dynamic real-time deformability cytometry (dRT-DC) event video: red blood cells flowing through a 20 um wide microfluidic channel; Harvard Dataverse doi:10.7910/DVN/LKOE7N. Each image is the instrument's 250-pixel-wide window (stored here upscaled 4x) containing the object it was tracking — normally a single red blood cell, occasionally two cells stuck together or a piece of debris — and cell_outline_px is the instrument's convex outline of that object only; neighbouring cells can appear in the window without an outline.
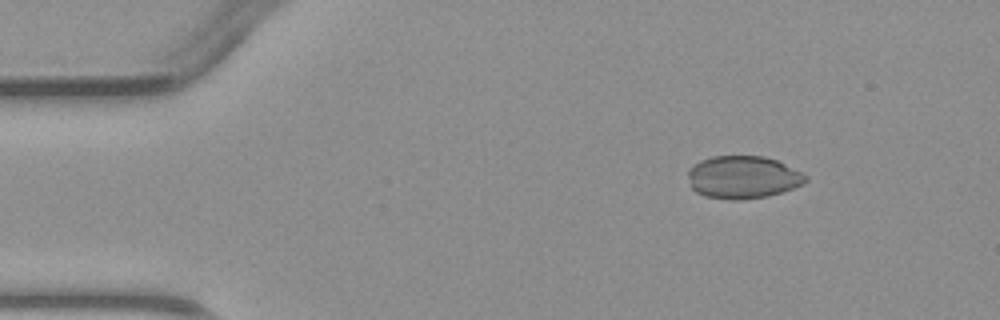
{"species": "common noctule bat (a hibernating species)", "species_latin": "Nyctalus noctula", "temperature_condition": "warm", "stored_images_in_passage": 2, "camera_frame_rate_fps": 3000, "um_per_image_px": 0.085, "animal": {"sex": "male", "body_mass_g": 23.1, "forearm_length_mm": 52.7}, "frame": {"image": 1, "passage_image": 1, "time_ms": 0.0, "image_size_px": [1000, 320], "cell_outline_px": [[808, 180], [792, 188], [768, 196], [744, 200], [728, 200], [704, 196], [696, 192], [692, 188], [688, 176], [688, 172], [700, 160], [712, 156], [764, 156], [776, 160], [804, 172], [808, 176]], "centroid_in_image_um": [63.17, 15.07], "position_along_channel_um": 21.8, "area_um2": 29.3}}